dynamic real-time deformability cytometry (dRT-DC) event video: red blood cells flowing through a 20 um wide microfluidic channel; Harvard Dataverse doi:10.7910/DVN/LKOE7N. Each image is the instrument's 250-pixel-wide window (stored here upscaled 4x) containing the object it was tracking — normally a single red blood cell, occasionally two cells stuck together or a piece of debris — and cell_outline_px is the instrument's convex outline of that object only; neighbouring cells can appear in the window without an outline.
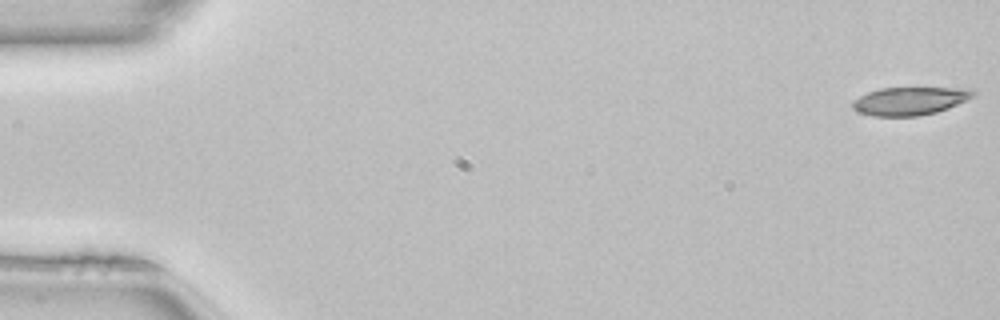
{"species": "common noctule bat (a hibernating species)", "species_latin": "Nyctalus noctula", "temperature_condition": "room temperature", "stored_images_in_passage": 50, "camera_frame_rate_fps": 3000, "um_per_image_px": 0.085, "animal": {"sex": "female", "body_mass_g": 22.7, "forearm_length_mm": 54.2}, "frame": {"image": 1, "passage_image": 1, "time_ms": 0.0, "image_size_px": [1000, 320], "cell_outline_px": [[976, 92], [972, 96], [948, 108], [936, 112], [920, 116], [872, 116], [860, 112], [852, 108], [852, 100], [868, 92], [880, 88], [976, 88]], "centroid_in_image_um": [77.32, 8.58], "position_along_channel_um": 7.7, "area_um2": 19.65}}
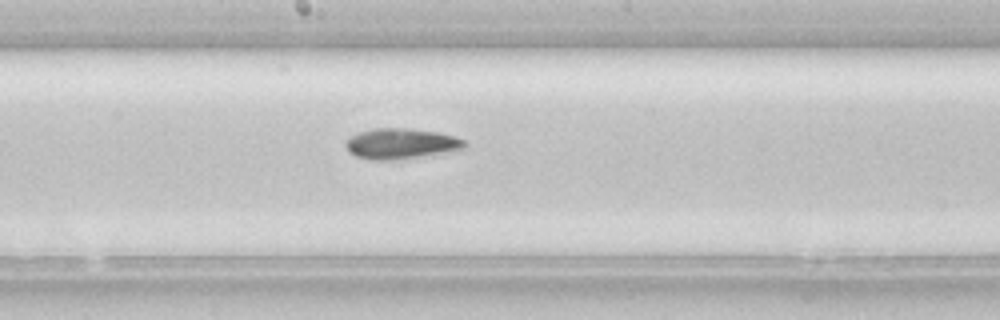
{"frame": {"image": 2, "passage_image": 27, "time_ms": 8.667, "image_size_px": [1000, 320], "cell_outline_px": [[468, 144], [464, 148], [392, 160], [372, 160], [356, 156], [348, 152], [344, 144], [352, 136], [360, 132], [372, 128], [408, 128], [436, 132], [456, 136], [464, 140]], "centroid_in_image_um": [34.04, 12.19], "position_along_channel_um": 214.2, "area_um2": 20.75}}
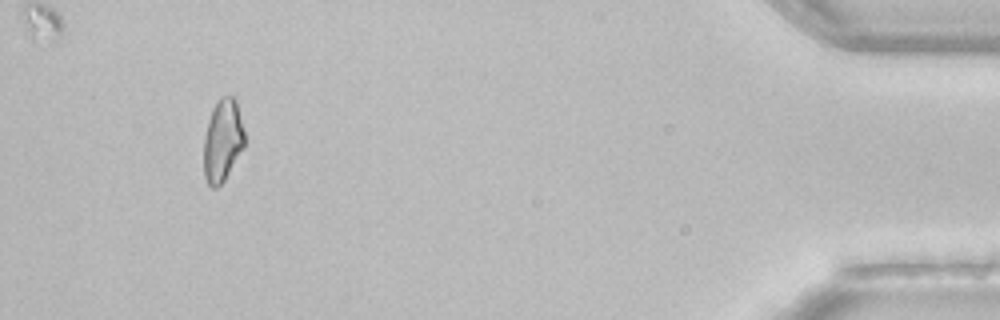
{"frame": {"image": 3, "passage_image": 47, "time_ms": 15.333, "image_size_px": [1000, 320], "cell_outline_px": [[244, 148], [224, 180], [216, 188], [212, 188], [208, 184], [204, 176], [204, 136], [208, 120], [212, 108], [220, 96], [232, 96], [236, 100], [244, 132]], "centroid_in_image_um": [18.91, 11.93], "position_along_channel_um": 416.3, "area_um2": 19.59}}